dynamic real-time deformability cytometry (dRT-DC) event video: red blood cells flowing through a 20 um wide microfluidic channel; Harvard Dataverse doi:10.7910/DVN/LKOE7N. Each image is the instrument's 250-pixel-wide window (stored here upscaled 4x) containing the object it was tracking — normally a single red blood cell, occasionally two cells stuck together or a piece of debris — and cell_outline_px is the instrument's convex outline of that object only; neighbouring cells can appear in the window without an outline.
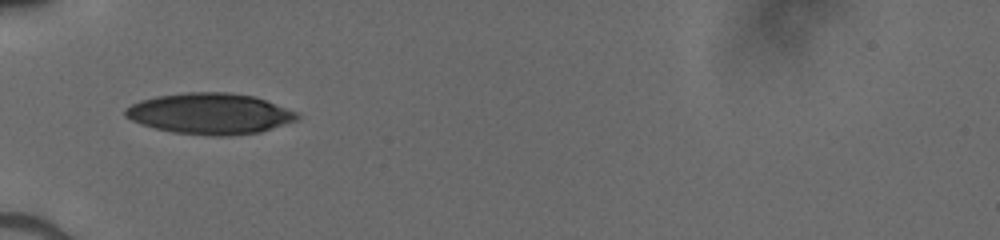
{"species": "human", "species_latin": "Homo sapiens", "temperature_condition": "cold", "stored_images_in_passage": 29, "camera_frame_rate_fps": 3000, "um_per_image_px": 0.085, "donor": {"sex": "male"}, "frame": {"image": 1, "passage_image": 1, "time_ms": 0.0, "image_size_px": [1000, 240], "cell_outline_px": [[300, 116], [296, 120], [260, 132], [228, 136], [212, 136], [172, 132], [140, 124], [124, 116], [124, 108], [140, 100], [156, 96], [188, 92], [228, 92], [256, 96], [296, 112]], "centroid_in_image_um": [17.82, 9.66], "position_along_channel_um": 67.2, "area_um2": 41.04}}
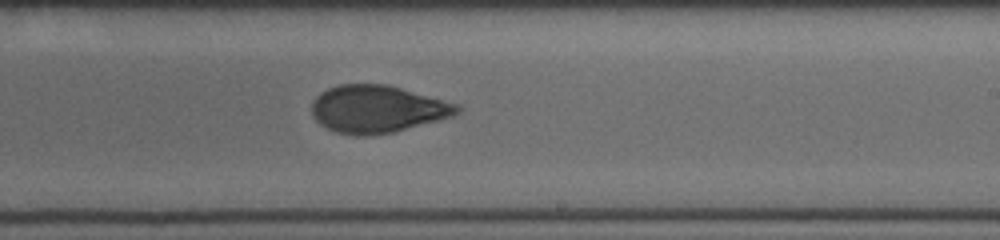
{"frame": {"image": 2, "passage_image": 15, "time_ms": 4.667, "image_size_px": [1000, 240], "cell_outline_px": [[460, 112], [452, 116], [392, 132], [364, 136], [356, 136], [336, 132], [320, 124], [312, 116], [312, 100], [320, 92], [328, 88], [340, 84], [388, 84], [456, 104], [460, 108]], "centroid_in_image_um": [32.01, 9.26], "position_along_channel_um": 257.0, "area_um2": 39.82}}
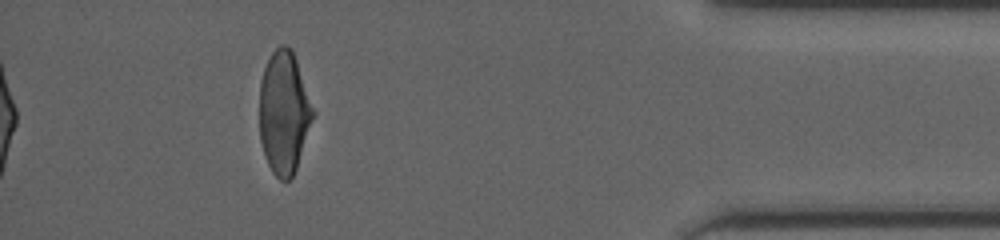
{"frame": {"image": 3, "passage_image": 29, "time_ms": 9.333, "image_size_px": [1000, 240], "cell_outline_px": [[316, 112], [296, 168], [292, 176], [288, 180], [280, 180], [272, 172], [264, 156], [260, 140], [260, 80], [264, 68], [272, 52], [280, 44], [284, 44], [292, 48]], "centroid_in_image_um": [24.15, 9.54], "position_along_channel_um": 411.1, "area_um2": 38.49}}